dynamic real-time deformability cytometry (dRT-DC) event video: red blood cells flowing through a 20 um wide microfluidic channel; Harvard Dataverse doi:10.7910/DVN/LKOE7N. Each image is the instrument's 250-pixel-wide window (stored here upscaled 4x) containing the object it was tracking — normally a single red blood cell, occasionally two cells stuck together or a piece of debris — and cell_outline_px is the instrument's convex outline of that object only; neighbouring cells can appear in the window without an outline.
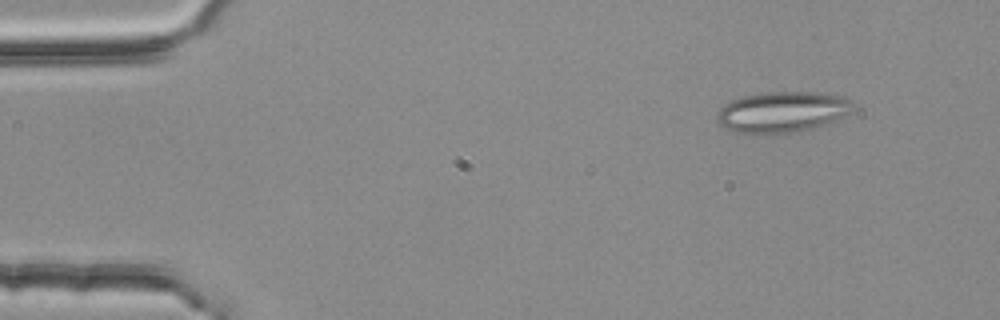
{"species": "common noctule bat (a hibernating species)", "species_latin": "Nyctalus noctula", "temperature_condition": "room temperature", "stored_images_in_passage": 2, "camera_frame_rate_fps": 3000, "um_per_image_px": 0.085, "animal": {"sex": "female", "body_mass_g": 25.1}, "frame": {"image": 1, "passage_image": 1, "time_ms": 0.0, "image_size_px": [1000, 320], "cell_outline_px": [[856, 104], [852, 112], [812, 128], [800, 132], [732, 132], [724, 128], [716, 120], [716, 112], [724, 104], [732, 100], [744, 96], [764, 92], [824, 92], [844, 96]], "centroid_in_image_um": [66.5, 9.48], "position_along_channel_um": 18.5, "area_um2": 32.25}}
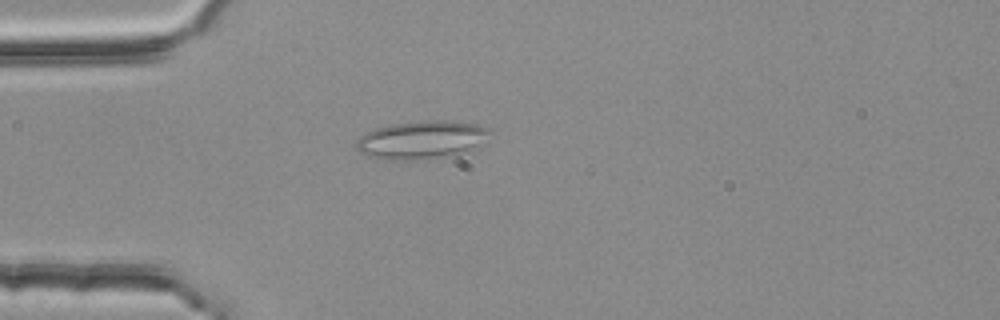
{"frame": {"image": 2, "passage_image": 2, "time_ms": 0.333, "image_size_px": [1000, 320], "cell_outline_px": [[492, 128], [484, 144], [476, 148], [460, 152], [424, 160], [392, 160], [368, 156], [360, 152], [356, 148], [356, 140], [360, 136], [376, 128], [392, 124], [424, 120], [444, 120], [476, 124]], "centroid_in_image_um": [35.86, 11.88], "position_along_channel_um": 49.1, "area_um2": 29.71}}